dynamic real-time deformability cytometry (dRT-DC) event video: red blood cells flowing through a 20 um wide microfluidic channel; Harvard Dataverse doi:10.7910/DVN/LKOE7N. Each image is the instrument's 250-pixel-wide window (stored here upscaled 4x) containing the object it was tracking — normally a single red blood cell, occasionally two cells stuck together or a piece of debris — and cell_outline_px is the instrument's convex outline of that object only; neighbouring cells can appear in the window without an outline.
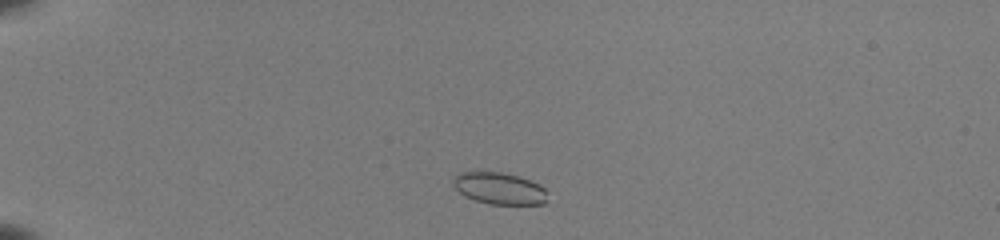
{"species": "common noctule bat (a hibernating species)", "species_latin": "Nyctalus noctula", "temperature_condition": "room temperature", "stored_images_in_passage": 42, "camera_frame_rate_fps": 3000, "um_per_image_px": 0.085, "animal": {"sex": "female", "body_mass_g": 22.0, "forearm_length_mm": 56.7}, "frame": {"image": 1, "passage_image": 4, "time_ms": 1.0, "image_size_px": [1000, 240], "cell_outline_px": [[548, 192], [544, 204], [488, 204], [464, 196], [452, 184], [452, 180], [460, 172], [500, 172], [516, 176], [540, 184]], "centroid_in_image_um": [42.44, 16.02], "position_along_channel_um": 42.6, "area_um2": 17.34}}
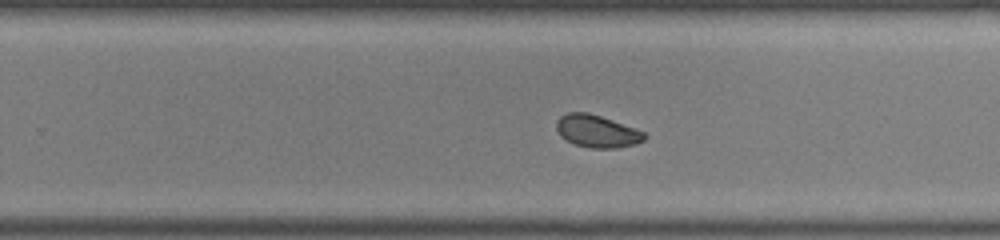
{"frame": {"image": 2, "passage_image": 26, "time_ms": 8.333, "image_size_px": [1000, 240], "cell_outline_px": [[648, 136], [644, 140], [636, 144], [616, 148], [588, 148], [576, 144], [560, 136], [556, 128], [556, 120], [560, 116], [568, 112], [588, 112], [612, 120], [644, 132]], "centroid_in_image_um": [50.73, 11.15], "position_along_channel_um": 279.1, "area_um2": 16.59}}
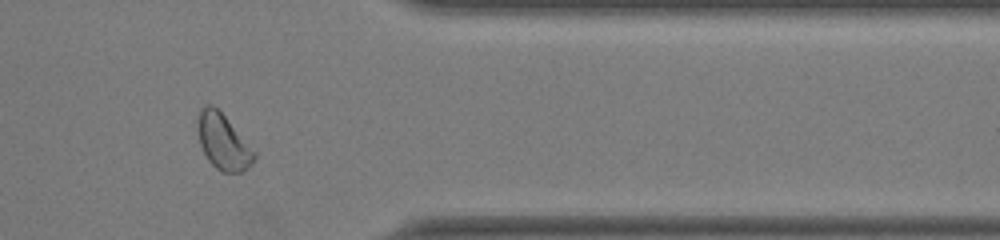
{"frame": {"image": 3, "passage_image": 35, "time_ms": 11.333, "image_size_px": [1000, 240], "cell_outline_px": [[256, 156], [252, 164], [248, 168], [240, 172], [224, 172], [216, 168], [208, 160], [200, 144], [196, 120], [200, 108], [204, 104], [212, 104], [224, 116], [256, 152]], "centroid_in_image_um": [18.95, 12.04], "position_along_channel_um": 392.5, "area_um2": 18.15}, "authors_computed_cell_mechanics": {"area_um2": 17.5134, "velocity_mm_per_s": 3.9828, "shape_relaxation_time_tau1_ms": 2.4176, "shape_relaxation_time_tau2_ms": 2.384, "deformation_change_tau1": 0.0751, "deformation_change_tau2": 0.0546}}